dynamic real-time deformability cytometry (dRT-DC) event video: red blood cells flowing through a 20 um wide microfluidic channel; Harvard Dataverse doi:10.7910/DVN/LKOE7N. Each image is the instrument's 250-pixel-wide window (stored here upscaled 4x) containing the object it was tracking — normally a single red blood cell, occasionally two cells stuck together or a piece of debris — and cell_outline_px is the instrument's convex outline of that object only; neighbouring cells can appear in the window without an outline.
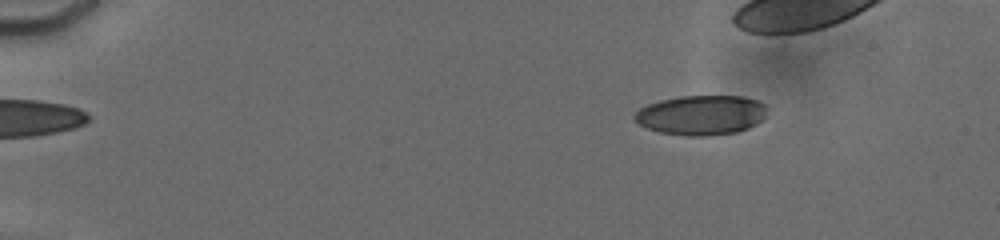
{"species": "human", "species_latin": "Homo sapiens", "temperature_condition": "cold", "stored_images_in_passage": 9, "camera_frame_rate_fps": 3000, "um_per_image_px": 0.085, "donor": {"sex": "male"}, "frame": {"image": 1, "passage_image": 3, "time_ms": 2.0, "image_size_px": [1000, 240], "cell_outline_px": [[764, 120], [748, 128], [736, 132], [704, 136], [684, 136], [660, 132], [648, 128], [640, 124], [632, 116], [640, 108], [648, 104], [660, 100], [680, 96], [740, 96], [756, 100], [764, 104]], "centroid_in_image_um": [59.59, 9.78], "position_along_channel_um": 25.4, "area_um2": 30.52}}
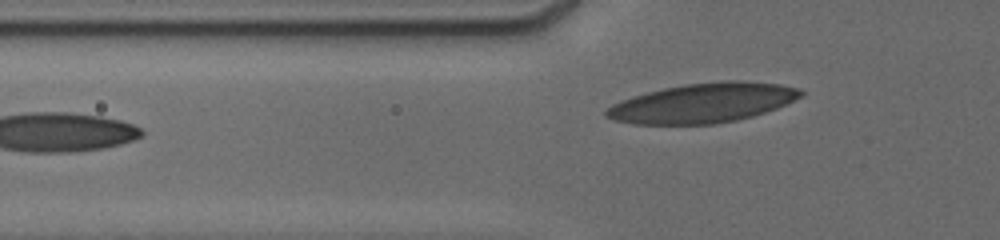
{"frame": {"image": 2, "passage_image": 9, "time_ms": 7.333, "image_size_px": [1000, 240], "cell_outline_px": [[804, 92], [800, 96], [776, 108], [752, 116], [736, 120], [712, 124], [636, 124], [616, 120], [604, 116], [604, 112], [612, 104], [620, 100], [632, 96], [664, 88], [684, 84], [720, 80], [740, 80], [780, 84], [800, 88]], "centroid_in_image_um": [59.73, 8.74], "position_along_channel_um": 66.1, "area_um2": 44.62}}